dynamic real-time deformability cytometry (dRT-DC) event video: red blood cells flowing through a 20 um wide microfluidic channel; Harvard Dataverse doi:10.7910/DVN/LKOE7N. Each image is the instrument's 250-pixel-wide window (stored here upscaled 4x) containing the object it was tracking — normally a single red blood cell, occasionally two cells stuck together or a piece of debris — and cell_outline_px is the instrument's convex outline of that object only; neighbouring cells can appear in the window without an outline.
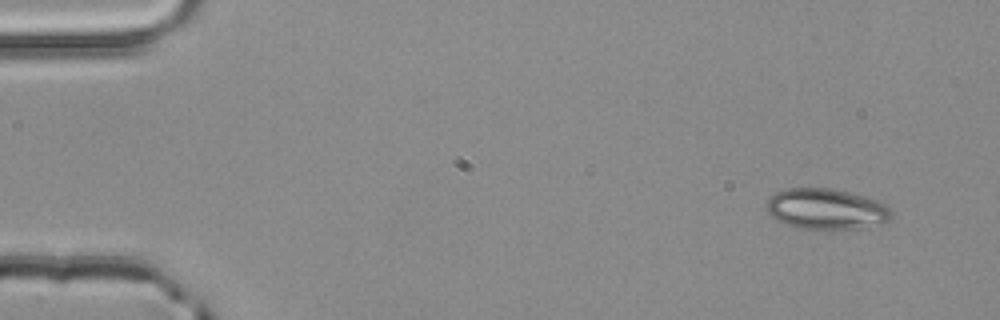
{"species": "common noctule bat (a hibernating species)", "species_latin": "Nyctalus noctula", "temperature_condition": "room temperature", "stored_images_in_passage": 3, "camera_frame_rate_fps": 3000, "um_per_image_px": 0.085, "animal": {"sex": "male", "body_mass_g": 20.4}, "frame": {"image": 1, "passage_image": 1, "time_ms": 0.0, "image_size_px": [1000, 320], "cell_outline_px": [[892, 220], [884, 224], [856, 228], [804, 228], [788, 224], [776, 220], [768, 212], [764, 204], [776, 192], [788, 188], [832, 188], [848, 192], [876, 200], [892, 208]], "centroid_in_image_um": [70.27, 17.75], "position_along_channel_um": 14.7, "area_um2": 29.48}}